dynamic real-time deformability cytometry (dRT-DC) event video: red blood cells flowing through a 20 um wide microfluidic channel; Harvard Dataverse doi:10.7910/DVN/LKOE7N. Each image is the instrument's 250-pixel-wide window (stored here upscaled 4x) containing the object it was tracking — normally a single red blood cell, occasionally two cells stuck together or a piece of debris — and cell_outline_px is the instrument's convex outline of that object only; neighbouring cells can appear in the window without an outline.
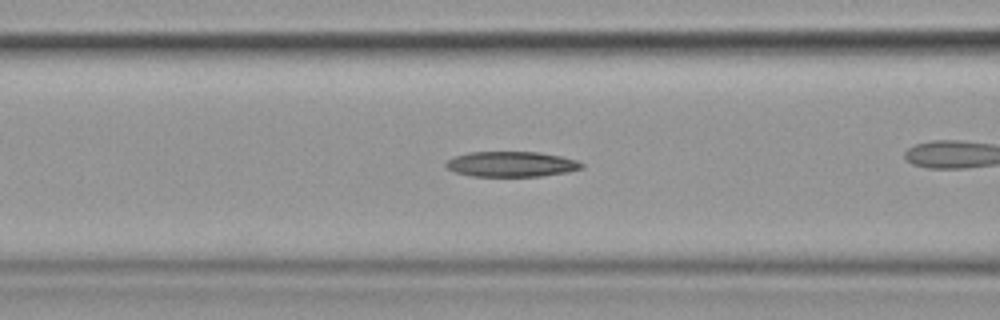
{"species": "common noctule bat (a hibernating species)", "species_latin": "Nyctalus noctula", "temperature_condition": "cold", "stored_images_in_passage": 41, "camera_frame_rate_fps": 3000, "um_per_image_px": 0.085, "animal": {"sex": "female", "body_mass_g": 19.9}, "frame": {"image": 1, "passage_image": 7, "time_ms": 2.0, "image_size_px": [1000, 320], "cell_outline_px": [[584, 168], [568, 172], [540, 176], [472, 176], [456, 172], [448, 168], [444, 164], [452, 156], [468, 152], [540, 152], [580, 160], [584, 164]], "centroid_in_image_um": [43.5, 13.94], "position_along_channel_um": 123.1, "area_um2": 20.17}}